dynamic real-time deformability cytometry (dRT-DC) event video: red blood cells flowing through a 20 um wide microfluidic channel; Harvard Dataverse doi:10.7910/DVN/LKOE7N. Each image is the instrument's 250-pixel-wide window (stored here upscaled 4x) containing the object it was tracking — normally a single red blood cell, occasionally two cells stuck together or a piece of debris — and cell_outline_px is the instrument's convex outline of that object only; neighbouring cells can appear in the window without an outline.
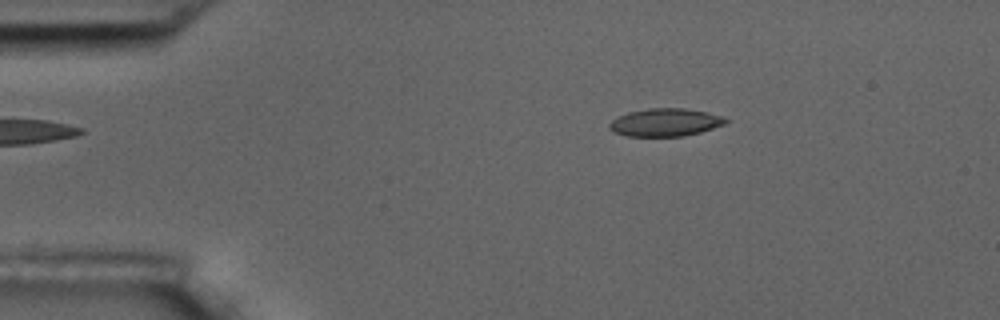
{"species": "common noctule bat (a hibernating species)", "species_latin": "Nyctalus noctula", "temperature_condition": "room temperature", "stored_images_in_passage": 4, "camera_frame_rate_fps": 3000, "um_per_image_px": 0.085, "animal": {"sex": "male", "body_mass_g": 17.5, "forearm_length_mm": 52.3}, "frame": {"image": 1, "passage_image": 2, "time_ms": 1.0, "image_size_px": [1000, 320], "cell_outline_px": [[728, 120], [724, 124], [700, 132], [684, 136], [628, 136], [612, 132], [608, 128], [608, 124], [612, 120], [628, 112], [648, 108], [684, 108], [708, 112], [720, 116]], "centroid_in_image_um": [56.5, 10.4], "position_along_channel_um": 28.5, "area_um2": 18.79}}
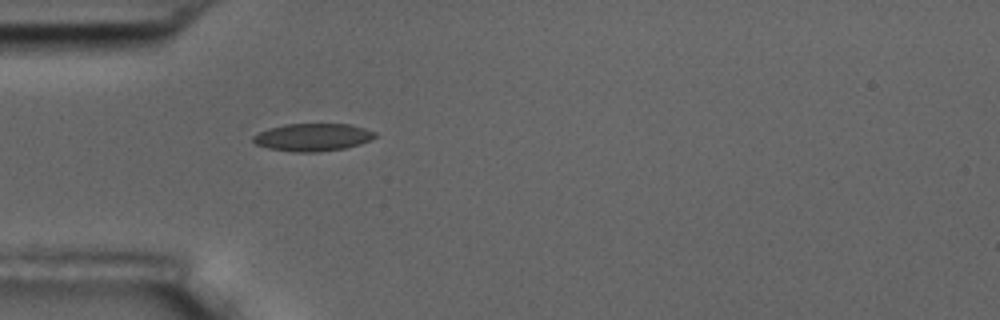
{"frame": {"image": 2, "passage_image": 4, "time_ms": 3.333, "image_size_px": [1000, 320], "cell_outline_px": [[376, 136], [360, 144], [344, 148], [316, 152], [292, 152], [268, 148], [256, 144], [252, 140], [252, 136], [268, 128], [284, 124], [348, 124], [364, 128], [376, 132]], "centroid_in_image_um": [26.55, 11.66], "position_along_channel_um": 58.5, "area_um2": 19.54}}